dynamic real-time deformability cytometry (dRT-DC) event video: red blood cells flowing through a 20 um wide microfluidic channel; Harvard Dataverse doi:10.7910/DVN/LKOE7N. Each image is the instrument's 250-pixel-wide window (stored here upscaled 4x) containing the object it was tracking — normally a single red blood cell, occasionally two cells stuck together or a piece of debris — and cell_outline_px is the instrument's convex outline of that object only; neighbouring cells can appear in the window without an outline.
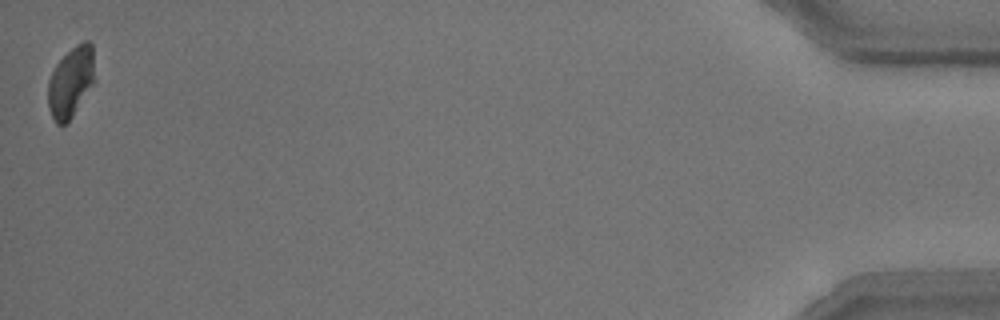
{"species": "common noctule bat (a hibernating species)", "species_latin": "Nyctalus noctula", "temperature_condition": "room temperature", "stored_images_in_passage": 14, "camera_frame_rate_fps": 3000, "um_per_image_px": 0.085, "animal": {"sex": "male", "body_mass_g": 15.6}, "frame": {"image": 1, "passage_image": 14, "time_ms": 16.667, "image_size_px": [1000, 320], "cell_outline_px": [[92, 84], [72, 116], [64, 124], [56, 124], [48, 108], [48, 80], [56, 64], [76, 44], [84, 40], [88, 40], [92, 44]], "centroid_in_image_um": [5.97, 6.97], "position_along_channel_um": 429.2, "area_um2": 18.5}, "authors_computed_cell_mechanics": {"area_um2": 24.0448, "velocity_mm_per_s": 3.7153, "shape_relaxation_time_tau1_ms": 4.1514, "shape_relaxation_time_tau2_ms": null, "deformation_change_tau1": 0.145, "deformation_change_tau2": null}}